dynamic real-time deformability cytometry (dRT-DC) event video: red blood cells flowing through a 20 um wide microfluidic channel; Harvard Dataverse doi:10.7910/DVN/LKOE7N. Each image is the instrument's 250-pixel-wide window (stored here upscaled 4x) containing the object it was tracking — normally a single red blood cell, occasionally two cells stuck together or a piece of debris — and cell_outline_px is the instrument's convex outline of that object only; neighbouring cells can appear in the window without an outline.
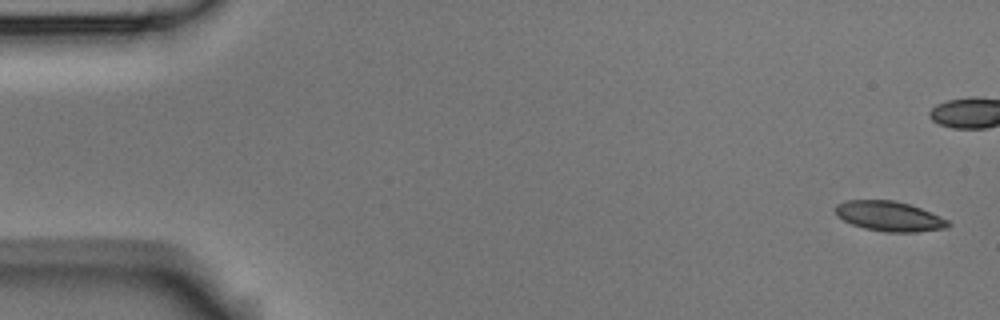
{"species": "Egyptian fruit bat (a non-hibernating species)", "species_latin": "Rousettus aegyptiacus", "temperature_condition": "room temperature", "stored_images_in_passage": 5, "camera_frame_rate_fps": 3000, "um_per_image_px": 0.085, "animal": {"sex": "male"}, "frame": {"image": 1, "passage_image": 1, "time_ms": 0.0, "image_size_px": [1000, 320], "cell_outline_px": [[952, 224], [948, 228], [916, 232], [884, 232], [864, 228], [852, 224], [836, 216], [836, 204], [848, 200], [892, 200], [908, 204], [920, 208], [940, 216], [948, 220]], "centroid_in_image_um": [75.61, 18.39], "position_along_channel_um": 9.4, "area_um2": 19.65}}